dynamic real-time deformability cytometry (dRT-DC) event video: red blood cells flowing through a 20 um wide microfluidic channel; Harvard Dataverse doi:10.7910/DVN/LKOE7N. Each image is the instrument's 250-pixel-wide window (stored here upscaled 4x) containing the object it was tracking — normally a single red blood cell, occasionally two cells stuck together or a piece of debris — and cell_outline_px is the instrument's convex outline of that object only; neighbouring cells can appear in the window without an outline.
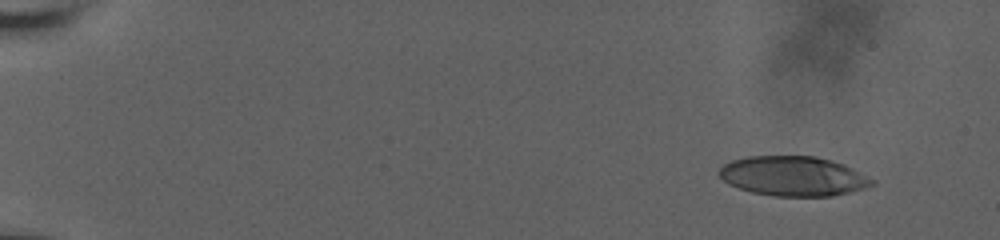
{"species": "human", "species_latin": "Homo sapiens", "temperature_condition": "room temperature", "stored_images_in_passage": 13, "camera_frame_rate_fps": 3000, "um_per_image_px": 0.085, "donor": {"sex": "male"}, "frame": {"image": 1, "passage_image": 1, "time_ms": 0.0, "image_size_px": [1000, 240], "cell_outline_px": [[876, 184], [864, 188], [832, 196], [772, 196], [752, 192], [728, 184], [720, 176], [720, 168], [724, 164], [732, 160], [748, 156], [816, 156], [844, 164], [876, 180]], "centroid_in_image_um": [67.45, 14.97], "position_along_channel_um": 17.6, "area_um2": 35.32}}
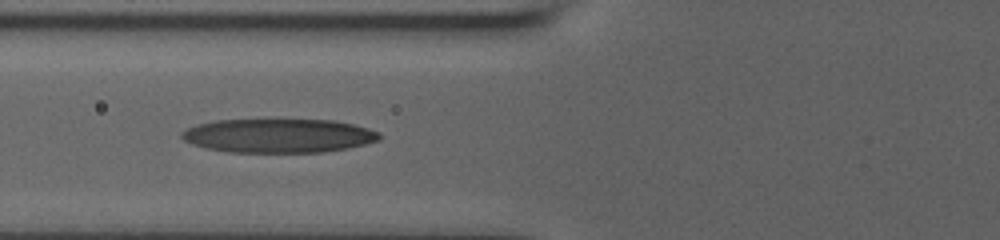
{"frame": {"image": 2, "passage_image": 10, "time_ms": 6.667, "image_size_px": [1000, 240], "cell_outline_px": [[380, 140], [364, 144], [324, 152], [228, 152], [204, 148], [192, 144], [184, 140], [180, 136], [180, 132], [196, 124], [212, 120], [336, 120], [368, 128], [380, 132]], "centroid_in_image_um": [23.63, 11.53], "position_along_channel_um": 102.2, "area_um2": 39.13}}
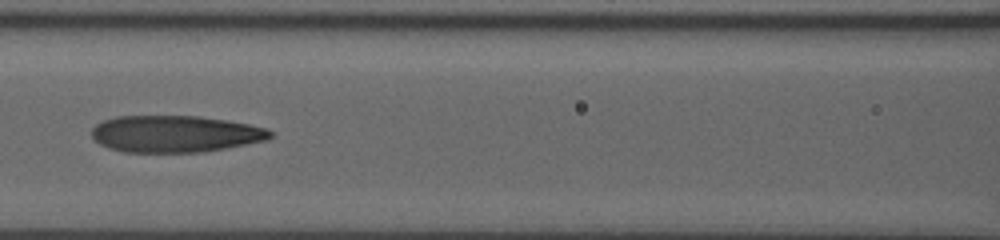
{"frame": {"image": 3, "passage_image": 12, "time_ms": 8.0, "image_size_px": [1000, 240], "cell_outline_px": [[272, 136], [268, 140], [224, 148], [200, 152], [124, 152], [108, 148], [100, 144], [92, 136], [92, 128], [96, 124], [104, 120], [116, 116], [200, 116], [228, 120], [268, 128], [272, 132]], "centroid_in_image_um": [14.89, 11.37], "position_along_channel_um": 151.7, "area_um2": 38.32}}